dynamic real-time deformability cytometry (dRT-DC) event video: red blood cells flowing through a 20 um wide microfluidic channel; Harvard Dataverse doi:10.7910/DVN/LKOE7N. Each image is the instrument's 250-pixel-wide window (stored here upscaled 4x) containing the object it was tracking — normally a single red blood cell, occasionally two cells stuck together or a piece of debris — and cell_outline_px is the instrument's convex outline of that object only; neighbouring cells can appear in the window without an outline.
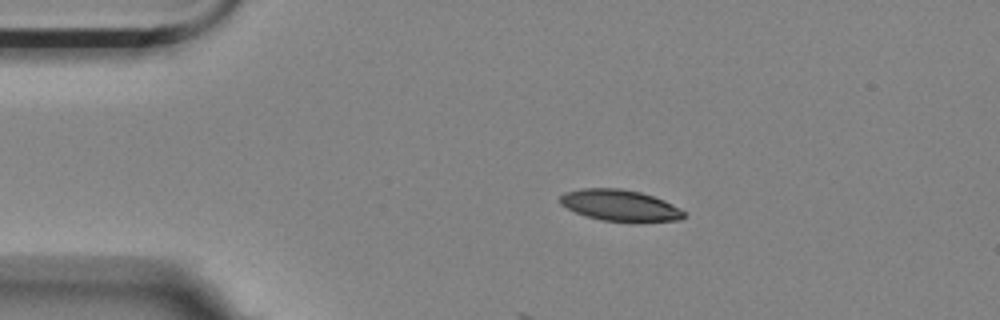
{"species": "Egyptian fruit bat (a non-hibernating species)", "species_latin": "Rousettus aegyptiacus", "temperature_condition": "room temperature", "stored_images_in_passage": 8, "camera_frame_rate_fps": 3000, "um_per_image_px": 0.085, "animal": {"sex": "female"}, "frame": {"image": 1, "passage_image": 3, "time_ms": 0.667, "image_size_px": [1000, 320], "cell_outline_px": [[684, 216], [680, 220], [636, 224], [604, 220], [588, 216], [576, 212], [560, 204], [560, 196], [564, 192], [580, 188], [620, 188], [640, 192], [664, 200], [672, 204], [684, 212]], "centroid_in_image_um": [52.72, 17.48], "position_along_channel_um": 32.3, "area_um2": 22.95}}
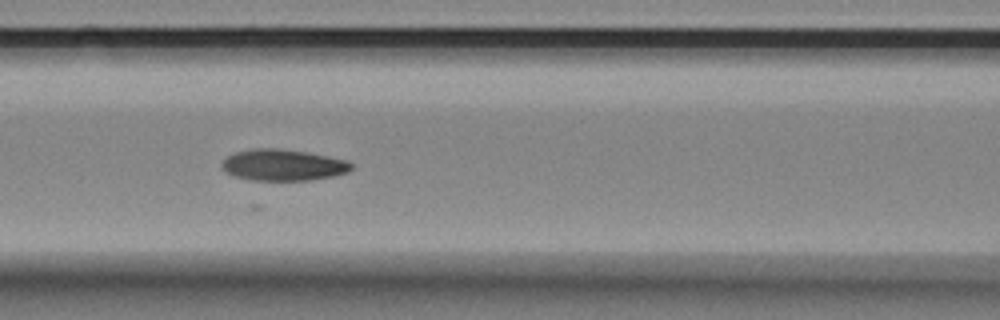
{"frame": {"image": 2, "passage_image": 7, "time_ms": 2.0, "image_size_px": [1000, 320], "cell_outline_px": [[352, 168], [348, 172], [332, 176], [312, 180], [252, 180], [232, 176], [220, 164], [228, 156], [236, 152], [252, 148], [280, 148], [308, 152], [348, 160], [352, 164]], "centroid_in_image_um": [24.08, 14.02], "position_along_channel_um": 142.5, "area_um2": 23.7}}
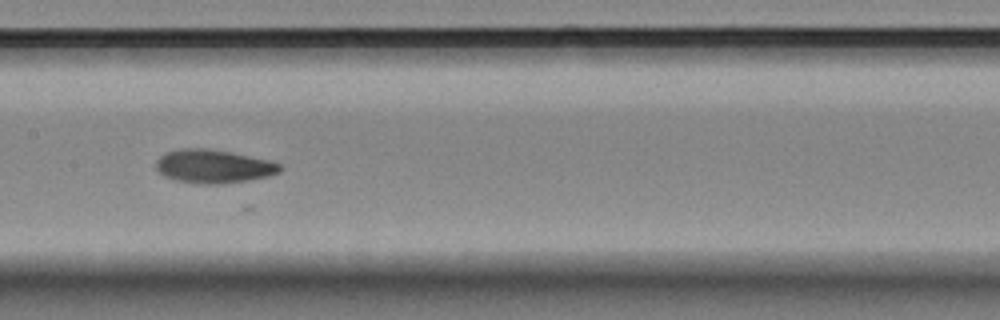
{"frame": {"image": 3, "passage_image": 8, "time_ms": 2.333, "image_size_px": [1000, 320], "cell_outline_px": [[284, 168], [280, 172], [268, 176], [248, 180], [220, 184], [200, 184], [176, 180], [164, 176], [156, 168], [156, 160], [160, 156], [168, 152], [180, 148], [208, 148], [268, 160], [280, 164]], "centroid_in_image_um": [18.14, 14.14], "position_along_channel_um": 189.3, "area_um2": 24.04}}